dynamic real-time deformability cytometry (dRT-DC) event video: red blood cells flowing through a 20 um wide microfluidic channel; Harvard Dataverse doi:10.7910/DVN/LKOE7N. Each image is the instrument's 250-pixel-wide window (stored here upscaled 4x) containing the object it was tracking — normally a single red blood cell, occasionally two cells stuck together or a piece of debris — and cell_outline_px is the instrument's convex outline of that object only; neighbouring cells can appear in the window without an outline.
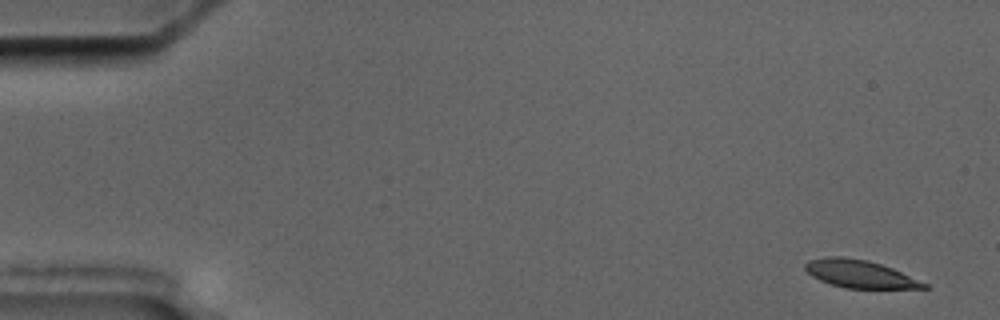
{"species": "common noctule bat (a hibernating species)", "species_latin": "Nyctalus noctula", "temperature_condition": "cold", "stored_images_in_passage": 8, "camera_frame_rate_fps": 3000, "um_per_image_px": 0.085, "animal": {"sex": "male", "body_mass_g": 17.5, "forearm_length_mm": 52.3}, "frame": {"image": 1, "passage_image": 1, "time_ms": 0.0, "image_size_px": [1000, 320], "cell_outline_px": [[928, 288], [844, 288], [820, 280], [812, 276], [804, 268], [804, 264], [808, 260], [824, 256], [844, 256], [868, 260], [892, 268], [928, 284]], "centroid_in_image_um": [73.03, 23.26], "position_along_channel_um": 12.0, "area_um2": 19.13}}
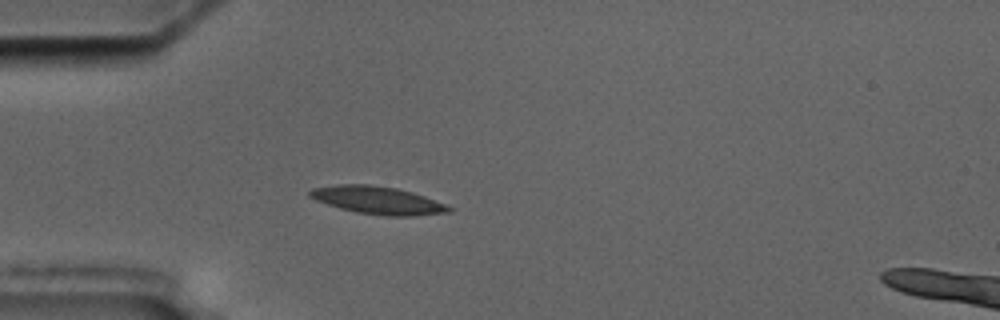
{"frame": {"image": 2, "passage_image": 5, "time_ms": 4.667, "image_size_px": [1000, 320], "cell_outline_px": [[452, 212], [412, 216], [384, 216], [356, 212], [340, 208], [316, 200], [308, 196], [308, 192], [312, 188], [336, 184], [368, 184], [396, 188], [412, 192], [424, 196], [444, 204], [452, 208]], "centroid_in_image_um": [32.08, 17.02], "position_along_channel_um": 52.9, "area_um2": 22.43}}
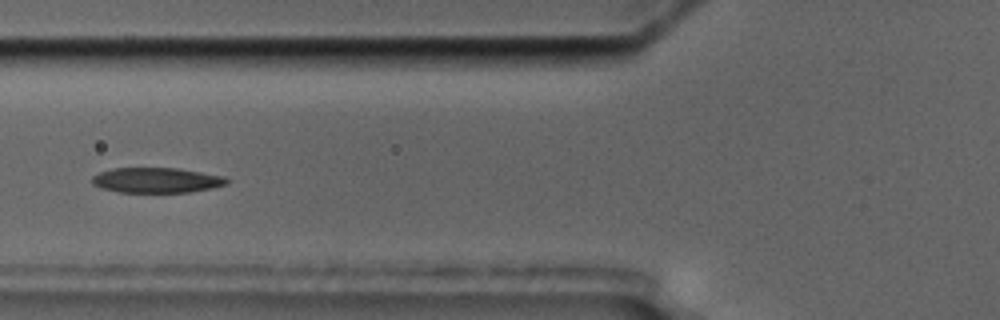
{"frame": {"image": 3, "passage_image": 7, "time_ms": 6.667, "image_size_px": [1000, 320], "cell_outline_px": [[228, 184], [212, 188], [188, 192], [120, 192], [100, 188], [92, 184], [92, 176], [100, 172], [112, 168], [176, 168], [224, 176], [228, 180]], "centroid_in_image_um": [13.28, 15.32], "position_along_channel_um": 112.5, "area_um2": 19.71}}